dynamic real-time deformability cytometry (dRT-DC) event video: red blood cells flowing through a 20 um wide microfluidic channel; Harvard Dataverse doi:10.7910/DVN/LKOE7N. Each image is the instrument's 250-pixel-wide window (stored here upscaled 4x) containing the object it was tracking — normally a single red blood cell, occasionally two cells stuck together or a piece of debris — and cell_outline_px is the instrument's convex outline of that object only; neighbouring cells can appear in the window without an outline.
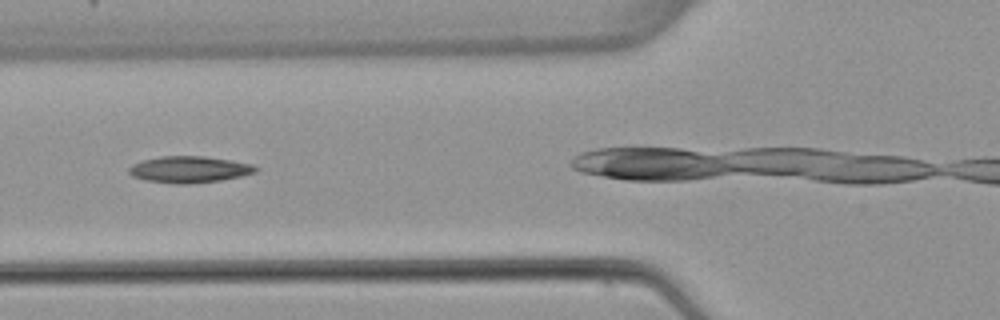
{"species": "common noctule bat (a hibernating species)", "species_latin": "Nyctalus noctula", "temperature_condition": "warm", "stored_images_in_passage": 4, "camera_frame_rate_fps": 3000, "um_per_image_px": 0.085, "animal": {"sex": "female", "body_mass_g": 22.7, "forearm_length_mm": 54.2}, "frame": {"image": 1, "passage_image": 3, "time_ms": 3.333, "image_size_px": [1000, 320], "cell_outline_px": [[260, 168], [256, 172], [240, 176], [220, 180], [192, 184], [176, 184], [144, 180], [132, 176], [128, 172], [128, 168], [132, 164], [144, 160], [160, 156], [204, 156], [252, 164]], "centroid_in_image_um": [16.07, 14.41], "position_along_channel_um": 109.7, "area_um2": 19.59}}